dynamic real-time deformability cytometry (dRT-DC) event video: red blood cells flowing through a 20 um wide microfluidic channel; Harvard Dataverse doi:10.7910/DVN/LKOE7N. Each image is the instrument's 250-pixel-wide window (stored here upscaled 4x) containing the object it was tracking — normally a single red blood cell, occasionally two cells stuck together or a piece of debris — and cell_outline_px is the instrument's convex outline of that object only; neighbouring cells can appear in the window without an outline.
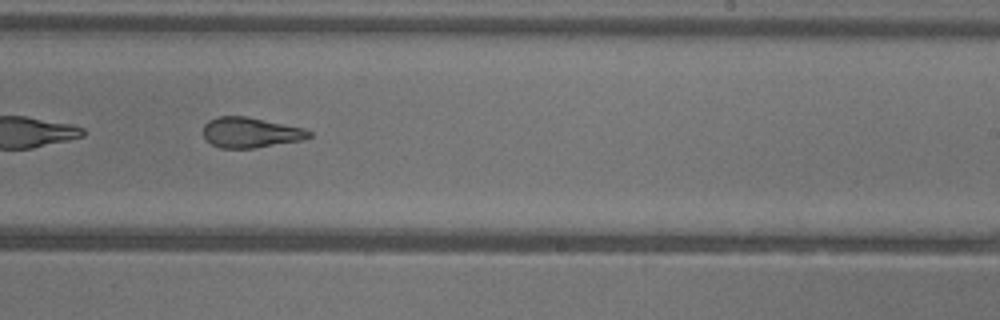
{"species": "common noctule bat (a hibernating species)", "species_latin": "Nyctalus noctula", "temperature_condition": "warm", "stored_images_in_passage": 36, "camera_frame_rate_fps": 3000, "um_per_image_px": 0.085, "animal": {"sex": "female"}, "frame": {"image": 1, "passage_image": 17, "time_ms": 5.333, "image_size_px": [1000, 320], "cell_outline_px": [[312, 136], [300, 140], [252, 148], [220, 148], [212, 144], [204, 136], [204, 124], [208, 120], [216, 116], [248, 116], [304, 128], [312, 132]], "centroid_in_image_um": [21.28, 11.24], "position_along_channel_um": 267.7, "area_um2": 18.61}, "authors_computed_cell_mechanics": {"area_um2": 19.7098, "velocity_mm_per_s": 3.9352, "shape_relaxation_time_tau1_ms": null, "shape_relaxation_time_tau2_ms": 2.2269, "deformation_change_tau1": null, "deformation_change_tau2": 0.0986}}